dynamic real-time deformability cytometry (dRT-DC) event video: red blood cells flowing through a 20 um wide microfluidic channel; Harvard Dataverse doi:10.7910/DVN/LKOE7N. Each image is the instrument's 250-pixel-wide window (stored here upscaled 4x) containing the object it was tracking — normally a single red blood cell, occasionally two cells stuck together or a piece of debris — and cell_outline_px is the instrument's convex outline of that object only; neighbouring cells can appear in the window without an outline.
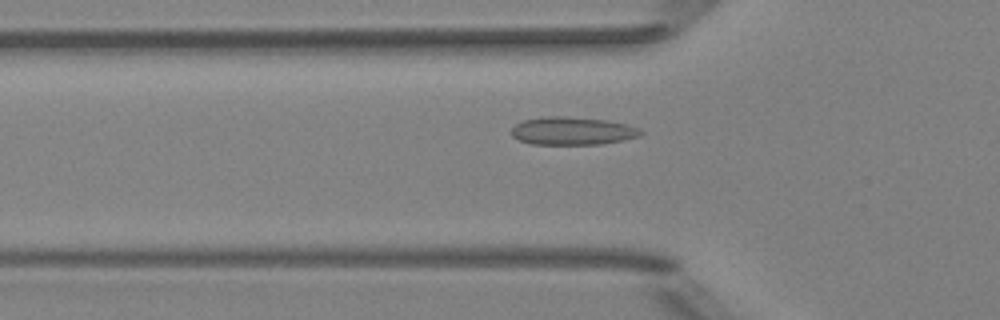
{"species": "Egyptian fruit bat (a non-hibernating species)", "species_latin": "Rousettus aegyptiacus", "temperature_condition": "room temperature", "stored_images_in_passage": 35, "camera_frame_rate_fps": 3000, "um_per_image_px": 0.085, "animal": {"sex": "female"}, "frame": {"image": 1, "passage_image": 3, "time_ms": 0.667, "image_size_px": [1000, 320], "cell_outline_px": [[644, 132], [640, 136], [624, 140], [600, 144], [532, 144], [520, 140], [512, 136], [512, 128], [516, 124], [524, 120], [544, 116], [560, 116], [604, 120], [624, 124], [640, 128]], "centroid_in_image_um": [48.66, 11.13], "position_along_channel_um": 77.1, "area_um2": 20.87}}
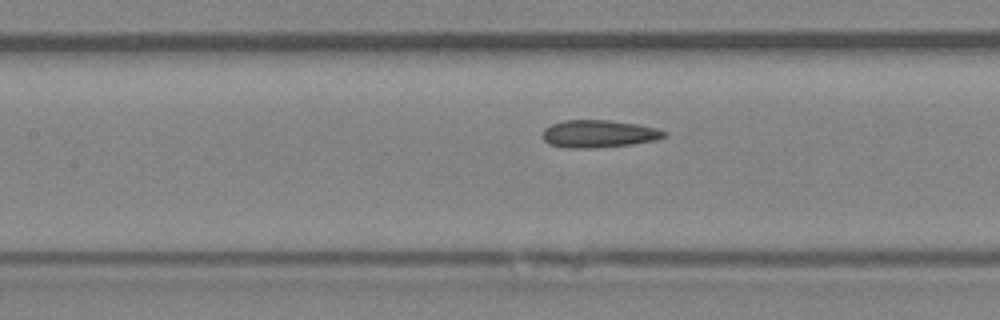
{"frame": {"image": 2, "passage_image": 9, "time_ms": 2.667, "image_size_px": [1000, 320], "cell_outline_px": [[668, 132], [664, 136], [656, 140], [632, 144], [596, 148], [564, 148], [548, 144], [544, 140], [544, 128], [552, 124], [564, 120], [612, 120], [636, 124], [656, 128]], "centroid_in_image_um": [50.88, 11.38], "position_along_channel_um": 156.5, "area_um2": 19.54}}
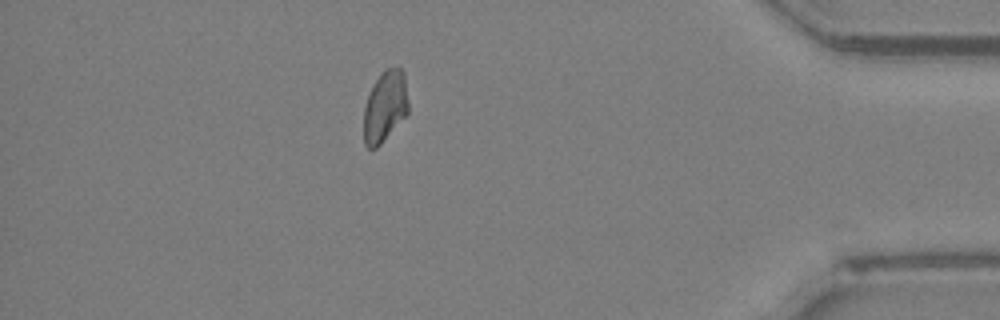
{"frame": {"image": 3, "passage_image": 31, "time_ms": 10.0, "image_size_px": [1000, 320], "cell_outline_px": [[408, 112], [380, 144], [376, 148], [368, 148], [364, 144], [364, 108], [368, 96], [376, 80], [388, 68], [400, 68], [404, 72], [408, 100]], "centroid_in_image_um": [32.73, 9.06], "position_along_channel_um": 402.5, "area_um2": 18.03}}